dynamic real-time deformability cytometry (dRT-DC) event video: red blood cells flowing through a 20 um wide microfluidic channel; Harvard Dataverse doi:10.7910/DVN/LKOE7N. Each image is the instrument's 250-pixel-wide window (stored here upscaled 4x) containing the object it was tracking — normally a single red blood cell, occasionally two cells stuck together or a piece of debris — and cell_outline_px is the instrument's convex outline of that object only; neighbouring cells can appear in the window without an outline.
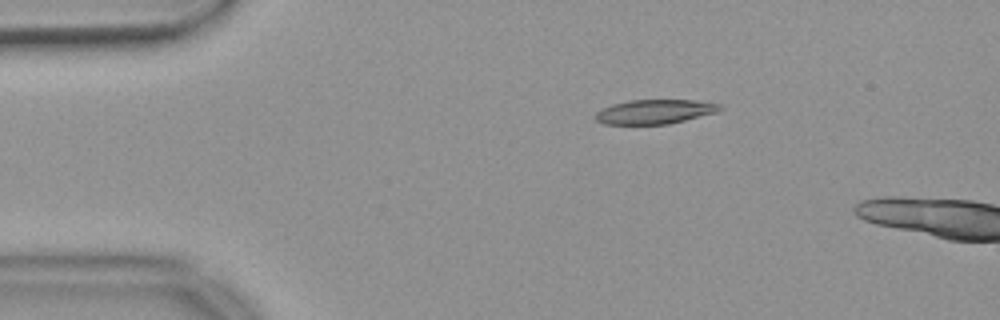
{"species": "common noctule bat (a hibernating species)", "species_latin": "Nyctalus noctula", "temperature_condition": "warm", "stored_images_in_passage": 4, "camera_frame_rate_fps": 3000, "um_per_image_px": 0.085, "animal": {"sex": "female", "body_mass_g": 18.4}, "frame": {"image": 1, "passage_image": 1, "time_ms": 0.0, "image_size_px": [1000, 320], "cell_outline_px": [[724, 108], [716, 112], [668, 124], [604, 124], [596, 120], [596, 112], [600, 108], [612, 104], [628, 100], [696, 100], [720, 104]], "centroid_in_image_um": [55.63, 9.48], "position_along_channel_um": 29.4, "area_um2": 17.63}}